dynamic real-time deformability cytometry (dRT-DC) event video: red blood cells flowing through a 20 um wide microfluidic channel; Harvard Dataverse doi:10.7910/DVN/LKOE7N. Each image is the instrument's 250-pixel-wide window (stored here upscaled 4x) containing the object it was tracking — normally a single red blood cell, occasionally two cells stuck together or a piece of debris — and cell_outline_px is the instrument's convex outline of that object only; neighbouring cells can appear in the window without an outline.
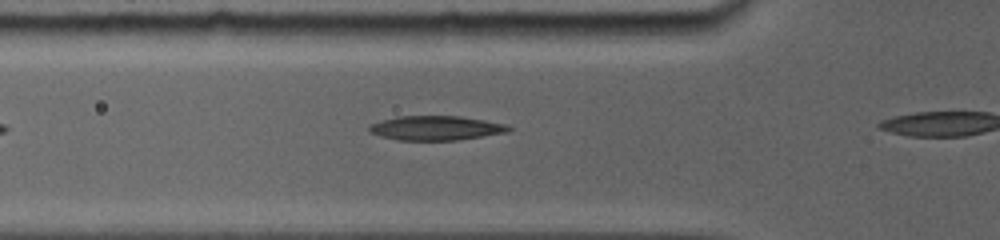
{"species": "common noctule bat (a hibernating species)", "species_latin": "Nyctalus noctula", "temperature_condition": "room temperature", "stored_images_in_passage": 9, "camera_frame_rate_fps": 5000, "um_per_image_px": 0.085, "animal": {"sex": "female", "body_mass_g": 19.0, "forearm_length_mm": 56.7}, "frame": {"image": 1, "passage_image": 2, "time_ms": 0.4, "image_size_px": [1000, 240], "cell_outline_px": [[512, 128], [508, 132], [460, 140], [396, 140], [380, 136], [372, 132], [368, 128], [368, 124], [380, 120], [396, 116], [460, 116], [508, 124]], "centroid_in_image_um": [37.05, 10.88], "position_along_channel_um": 88.7, "area_um2": 20.0}}
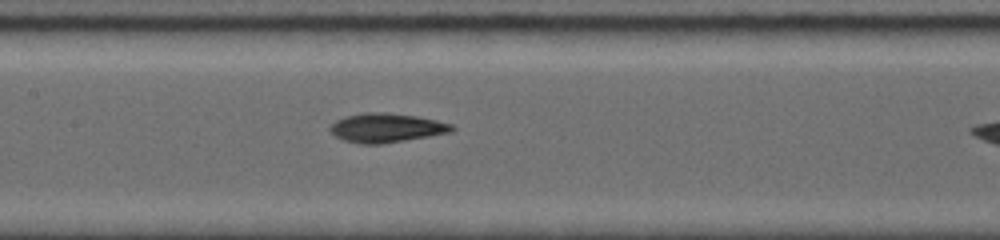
{"frame": {"image": 2, "passage_image": 8, "time_ms": 2.6, "image_size_px": [1000, 240], "cell_outline_px": [[456, 128], [452, 132], [380, 144], [360, 144], [344, 140], [336, 136], [328, 128], [336, 120], [344, 116], [364, 112], [384, 112], [416, 116], [436, 120], [452, 124]], "centroid_in_image_um": [32.83, 10.86], "position_along_channel_um": 174.6, "area_um2": 20.58}}